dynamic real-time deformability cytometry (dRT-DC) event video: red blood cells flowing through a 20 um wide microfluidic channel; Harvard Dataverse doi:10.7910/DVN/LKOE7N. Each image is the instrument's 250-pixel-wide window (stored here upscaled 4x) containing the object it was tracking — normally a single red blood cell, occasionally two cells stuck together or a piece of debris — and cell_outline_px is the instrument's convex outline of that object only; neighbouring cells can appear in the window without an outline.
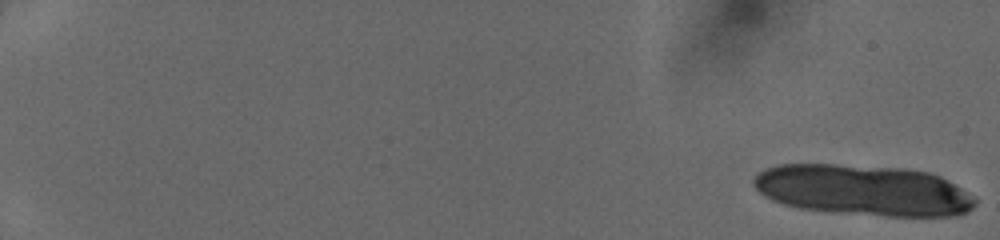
{"species": "human", "species_latin": "Homo sapiens", "temperature_condition": "cold", "stored_images_in_passage": 17, "camera_frame_rate_fps": 3000, "um_per_image_px": 0.085, "donor": {"sex": "female"}, "frame": {"image": 1, "passage_image": 1, "time_ms": 0.0, "image_size_px": [1000, 240], "cell_outline_px": [[976, 204], [968, 212], [956, 216], [888, 216], [836, 212], [800, 208], [784, 204], [772, 200], [764, 196], [752, 184], [752, 180], [760, 172], [776, 164], [836, 164], [904, 168], [928, 172], [940, 176], [948, 180], [976, 196]], "centroid_in_image_um": [73.42, 16.16], "position_along_channel_um": 11.6, "area_um2": 65.83}}